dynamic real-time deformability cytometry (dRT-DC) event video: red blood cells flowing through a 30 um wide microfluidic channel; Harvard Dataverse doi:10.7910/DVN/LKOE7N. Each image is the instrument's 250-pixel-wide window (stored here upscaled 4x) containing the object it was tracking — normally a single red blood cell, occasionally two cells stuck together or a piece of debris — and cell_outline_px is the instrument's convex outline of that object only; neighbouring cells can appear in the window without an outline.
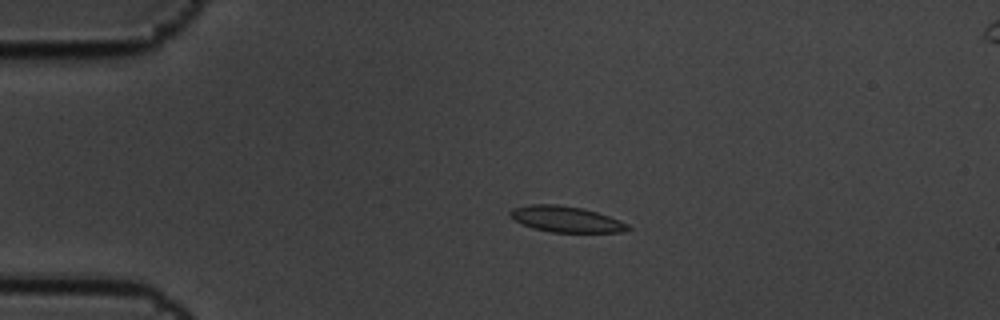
{"species": "common noctule bat (a hibernating species)", "species_latin": "Nyctalus noctula", "temperature_condition": "cold", "stored_images_in_passage": 6, "segment_of_instrument_passage": [1, 2], "camera_frame_rate_fps": 3000, "um_per_image_px": 0.085, "animal": {"sex": "male", "body_mass_g": 19.5, "forearm_length_mm": 54.6}, "frame": {"image": 1, "passage_image": 4, "time_ms": 1.0, "image_size_px": [1000, 320], "cell_outline_px": [[632, 228], [624, 232], [552, 232], [532, 228], [508, 216], [508, 212], [512, 208], [532, 204], [556, 204], [584, 208], [620, 220], [628, 224]], "centroid_in_image_um": [48.11, 18.62], "position_along_channel_um": 36.9, "area_um2": 17.8}}